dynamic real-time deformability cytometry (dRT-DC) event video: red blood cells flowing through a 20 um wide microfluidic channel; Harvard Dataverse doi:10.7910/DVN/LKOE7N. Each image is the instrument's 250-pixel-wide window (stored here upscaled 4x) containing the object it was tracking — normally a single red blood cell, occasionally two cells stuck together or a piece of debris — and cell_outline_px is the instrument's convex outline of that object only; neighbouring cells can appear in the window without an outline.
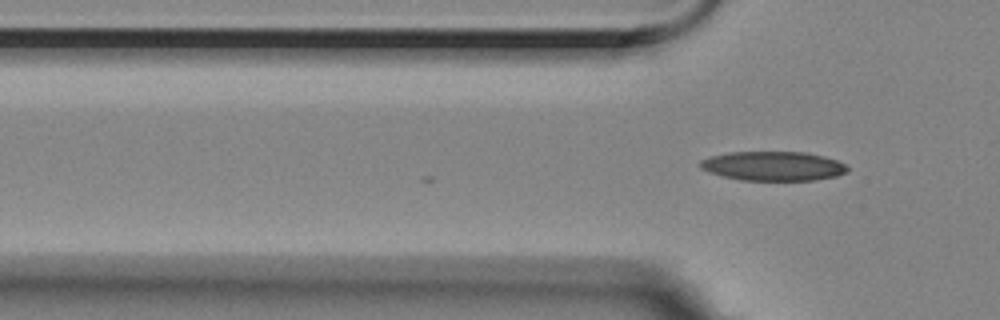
{"species": "Egyptian fruit bat (a non-hibernating species)", "species_latin": "Rousettus aegyptiacus", "temperature_condition": "room temperature", "stored_images_in_passage": 2, "camera_frame_rate_fps": 3000, "um_per_image_px": 0.085, "animal": {"sex": "female"}, "frame": {"image": 1, "passage_image": 2, "time_ms": 0.333, "image_size_px": [1000, 320], "cell_outline_px": [[848, 172], [836, 176], [816, 180], [740, 180], [708, 172], [700, 168], [700, 160], [712, 156], [728, 152], [804, 152], [824, 156], [836, 160], [844, 164], [848, 168]], "centroid_in_image_um": [65.72, 14.11], "position_along_channel_um": 60.1, "area_um2": 25.09}}